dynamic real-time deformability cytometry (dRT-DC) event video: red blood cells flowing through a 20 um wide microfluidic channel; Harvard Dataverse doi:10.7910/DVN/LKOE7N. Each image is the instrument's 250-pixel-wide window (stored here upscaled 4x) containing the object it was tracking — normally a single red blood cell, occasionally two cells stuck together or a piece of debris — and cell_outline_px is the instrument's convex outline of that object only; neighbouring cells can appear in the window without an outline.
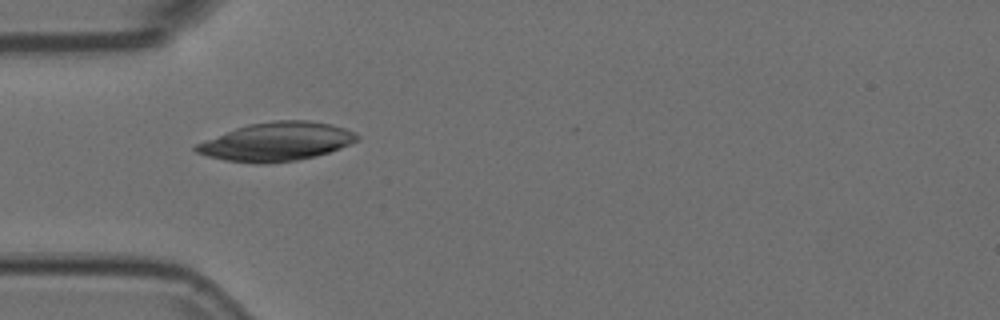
{"species": "Egyptian fruit bat (a non-hibernating species)", "species_latin": "Rousettus aegyptiacus", "temperature_condition": "room temperature", "stored_images_in_passage": 48, "camera_frame_rate_fps": 3000, "um_per_image_px": 0.085, "animal": {"sex": "female"}, "frame": {"image": 1, "passage_image": 11, "time_ms": 3.333, "image_size_px": [1000, 320], "cell_outline_px": [[340, 144], [324, 152], [304, 156], [280, 160], [244, 160], [224, 156], [208, 152], [200, 148], [220, 140], [224, 140]], "centroid_in_image_um": [22.56, 12.72], "position_along_channel_um": 62.4, "area_um2": 13.81}}
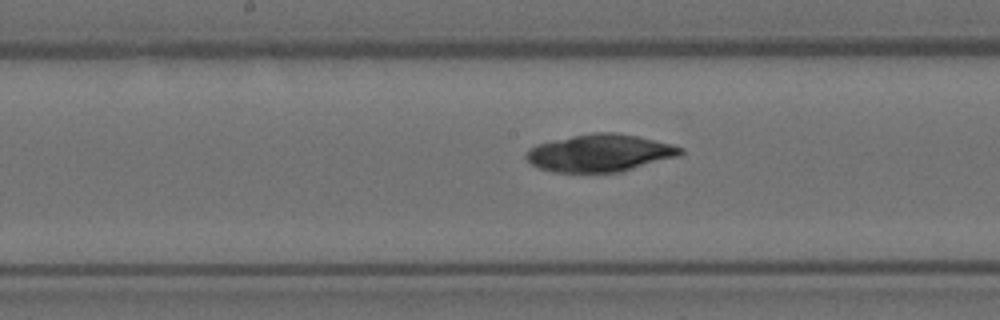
{"frame": {"image": 2, "passage_image": 22, "time_ms": 7.0, "image_size_px": [1000, 320], "cell_outline_px": [[676, 152], [620, 168], [564, 168], [544, 164], [536, 160], [532, 156], [536, 152], [572, 140], [580, 140], [656, 144], [676, 148]], "centroid_in_image_um": [51.01, 13.1], "position_along_channel_um": 197.2, "area_um2": 21.04}}
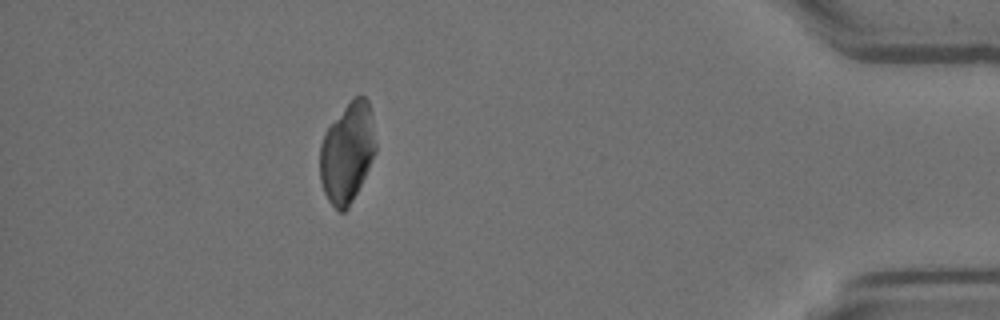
{"frame": {"image": 3, "passage_image": 43, "time_ms": 14.0, "image_size_px": [1000, 320], "cell_outline_px": [[368, 160], [360, 180], [352, 196], [344, 208], [340, 208], [328, 192], [324, 184], [320, 164], [324, 140], [340, 124], [368, 152]], "centroid_in_image_um": [29.1, 14.02], "position_along_channel_um": 406.1, "area_um2": 18.61}}